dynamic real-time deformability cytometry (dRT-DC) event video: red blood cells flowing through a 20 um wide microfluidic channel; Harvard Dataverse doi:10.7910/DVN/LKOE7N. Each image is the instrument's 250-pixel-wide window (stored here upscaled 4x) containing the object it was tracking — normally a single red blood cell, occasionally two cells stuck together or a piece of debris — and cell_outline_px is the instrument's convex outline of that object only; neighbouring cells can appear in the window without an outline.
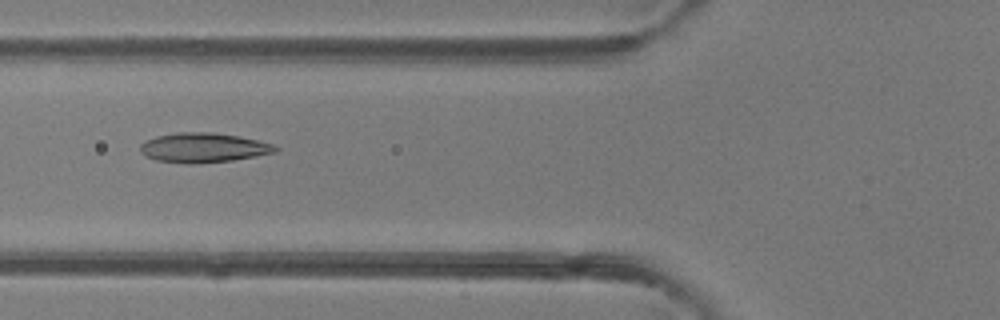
{"species": "common noctule bat (a hibernating species)", "species_latin": "Nyctalus noctula", "temperature_condition": "room temperature", "stored_images_in_passage": 3, "camera_frame_rate_fps": 3000, "um_per_image_px": 0.085, "animal": {"sex": "female"}, "frame": {"image": 1, "passage_image": 3, "time_ms": 0.667, "image_size_px": [1000, 320], "cell_outline_px": [[280, 148], [276, 152], [256, 156], [232, 160], [192, 164], [188, 164], [156, 160], [144, 156], [140, 152], [140, 144], [144, 140], [156, 136], [176, 132], [212, 132], [240, 136], [276, 144]], "centroid_in_image_um": [17.29, 12.54], "position_along_channel_um": 108.5, "area_um2": 23.64}}